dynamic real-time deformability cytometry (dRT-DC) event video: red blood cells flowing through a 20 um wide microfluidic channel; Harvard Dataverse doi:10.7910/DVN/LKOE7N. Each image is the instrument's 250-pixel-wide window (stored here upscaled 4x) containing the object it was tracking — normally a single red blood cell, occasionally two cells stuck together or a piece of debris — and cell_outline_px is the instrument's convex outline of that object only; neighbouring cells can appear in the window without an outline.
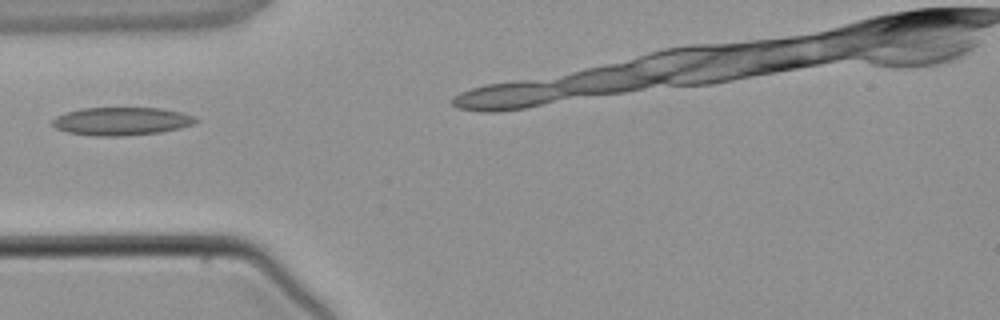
{"species": "common noctule bat (a hibernating species)", "species_latin": "Nyctalus noctula", "temperature_condition": "warm", "stored_images_in_passage": 2, "camera_frame_rate_fps": 3000, "um_per_image_px": 0.085, "animal": {"sex": "male", "body_mass_g": 21.5, "forearm_length_mm": 52.0}, "frame": {"image": 1, "passage_image": 1, "time_ms": 0.0, "image_size_px": [1000, 320], "cell_outline_px": [[200, 120], [192, 124], [180, 128], [160, 132], [120, 136], [92, 136], [68, 132], [56, 128], [52, 124], [52, 120], [56, 116], [80, 108], [160, 108], [180, 112], [192, 116]], "centroid_in_image_um": [10.31, 10.3], "position_along_channel_um": 74.7, "area_um2": 23.29}}